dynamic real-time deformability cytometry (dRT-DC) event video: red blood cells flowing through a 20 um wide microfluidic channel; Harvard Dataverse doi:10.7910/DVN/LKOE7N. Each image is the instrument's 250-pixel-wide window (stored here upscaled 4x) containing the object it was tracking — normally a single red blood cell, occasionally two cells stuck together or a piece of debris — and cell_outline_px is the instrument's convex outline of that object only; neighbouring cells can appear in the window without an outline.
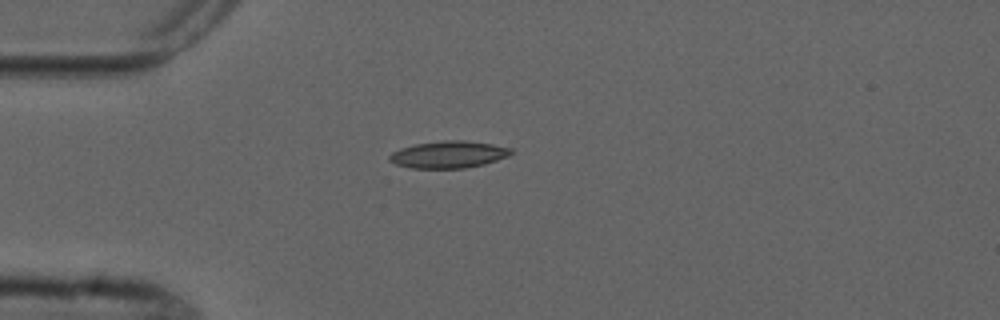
{"species": "common noctule bat (a hibernating species)", "species_latin": "Nyctalus noctula", "temperature_condition": "cold", "stored_images_in_passage": 1, "camera_frame_rate_fps": 3000, "um_per_image_px": 0.085, "animal": {"sex": "male", "forearm_length_mm": 52.5}, "frame": {"image": 1, "passage_image": 1, "time_ms": 0.0, "image_size_px": [1000, 320], "cell_outline_px": [[516, 152], [508, 156], [484, 164], [464, 168], [412, 168], [396, 164], [388, 160], [388, 156], [392, 152], [400, 148], [416, 144], [444, 140], [464, 140], [492, 144], [512, 148]], "centroid_in_image_um": [38.14, 13.13], "position_along_channel_um": 46.9, "area_um2": 19.19}}